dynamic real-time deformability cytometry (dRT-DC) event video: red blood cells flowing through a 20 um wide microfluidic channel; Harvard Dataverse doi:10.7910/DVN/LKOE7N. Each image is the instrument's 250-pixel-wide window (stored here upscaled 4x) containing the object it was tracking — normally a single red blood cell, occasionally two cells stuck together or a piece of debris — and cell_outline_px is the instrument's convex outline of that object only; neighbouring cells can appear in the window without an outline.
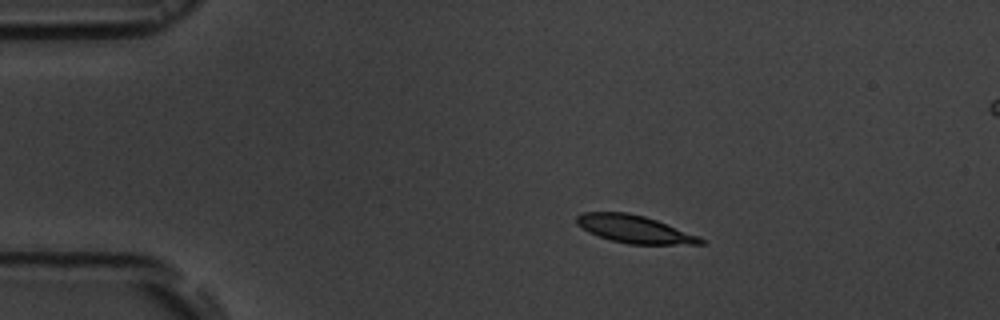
{"species": "common noctule bat (a hibernating species)", "species_latin": "Nyctalus noctula", "temperature_condition": "room temperature", "stored_images_in_passage": 14, "segment_of_instrument_passage": [1, 2], "camera_frame_rate_fps": 3000, "um_per_image_px": 0.085, "animal": {"sex": "male", "body_mass_g": 19.5, "forearm_length_mm": 54.6}, "frame": {"image": 1, "passage_image": 1, "time_ms": 0.0, "image_size_px": [1000, 320], "cell_outline_px": [[704, 244], [628, 244], [612, 240], [588, 232], [576, 224], [576, 216], [584, 212], [628, 212], [644, 216], [656, 220], [700, 236], [704, 240]], "centroid_in_image_um": [53.92, 19.47], "position_along_channel_um": 31.1, "area_um2": 19.88}}
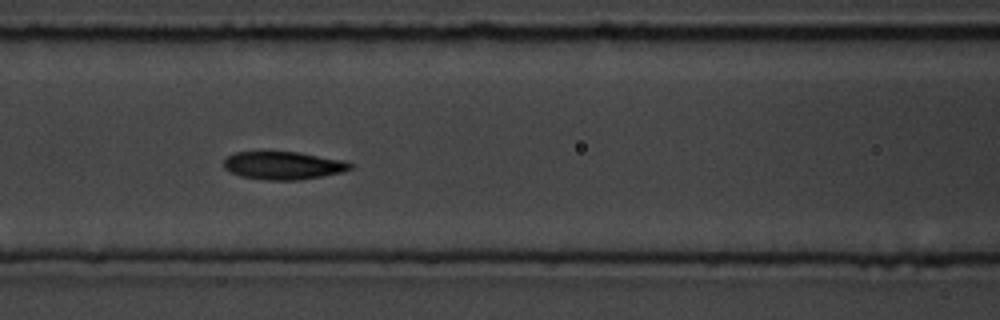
{"frame": {"image": 2, "passage_image": 5, "time_ms": 4.667, "image_size_px": [1000, 320], "cell_outline_px": [[356, 164], [352, 168], [340, 172], [300, 180], [268, 180], [240, 176], [224, 168], [224, 160], [232, 152], [300, 152], [344, 160]], "centroid_in_image_um": [24.1, 14.06], "position_along_channel_um": 142.5, "area_um2": 20.58}}
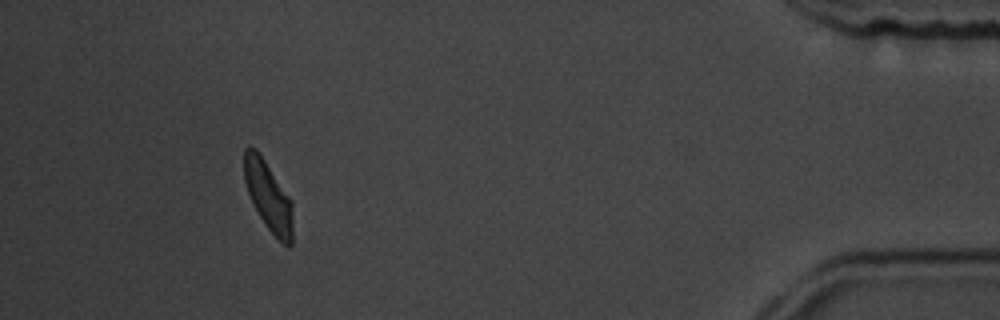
{"frame": {"image": 3, "passage_image": 12, "time_ms": 14.0, "image_size_px": [1000, 320], "cell_outline_px": [[292, 244], [288, 248], [264, 224], [248, 192], [244, 180], [244, 148], [248, 144], [256, 148], [292, 200]], "centroid_in_image_um": [22.81, 16.63], "position_along_channel_um": 412.4, "area_um2": 19.54}}